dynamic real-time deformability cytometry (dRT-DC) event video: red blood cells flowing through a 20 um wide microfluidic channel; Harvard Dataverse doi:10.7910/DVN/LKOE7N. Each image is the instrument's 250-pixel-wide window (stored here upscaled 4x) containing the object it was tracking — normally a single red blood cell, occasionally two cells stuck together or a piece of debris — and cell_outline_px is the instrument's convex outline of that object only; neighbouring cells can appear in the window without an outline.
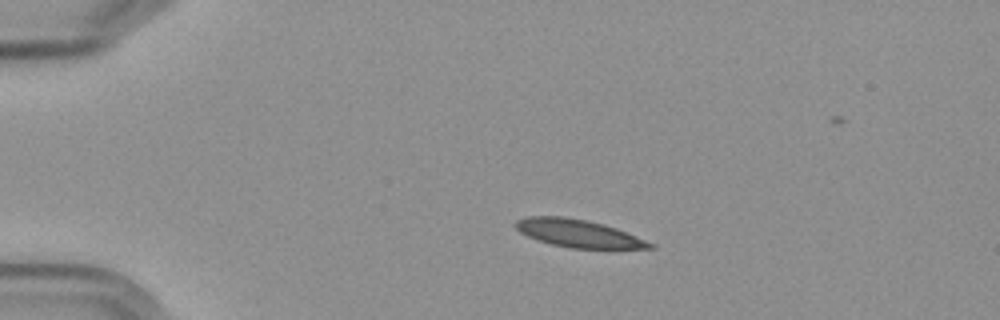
{"species": "Egyptian fruit bat (a non-hibernating species)", "species_latin": "Rousettus aegyptiacus", "temperature_condition": "cold", "stored_images_in_passage": 47, "camera_frame_rate_fps": 3000, "um_per_image_px": 0.085, "frame": {"image": 1, "passage_image": 1, "time_ms": 0.0, "image_size_px": [1000, 320], "cell_outline_px": [[656, 248], [572, 248], [552, 244], [528, 236], [520, 232], [512, 224], [516, 220], [524, 216], [564, 216], [588, 220], [604, 224], [616, 228], [656, 244]], "centroid_in_image_um": [49.14, 19.82], "position_along_channel_um": 35.9, "area_um2": 21.68}}
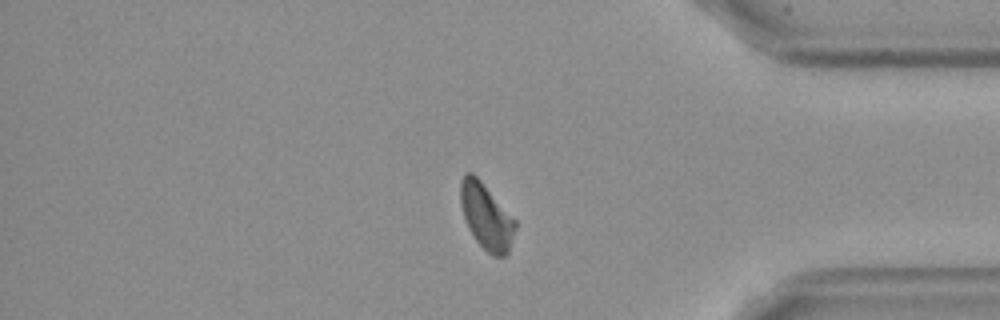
{"frame": {"image": 2, "passage_image": 37, "time_ms": 12.0, "image_size_px": [1000, 320], "cell_outline_px": [[516, 228], [508, 252], [504, 256], [492, 256], [476, 240], [468, 228], [460, 204], [460, 180], [464, 172], [472, 172], [480, 180], [516, 220]], "centroid_in_image_um": [41.32, 18.37], "position_along_channel_um": 393.9, "area_um2": 20.87}}
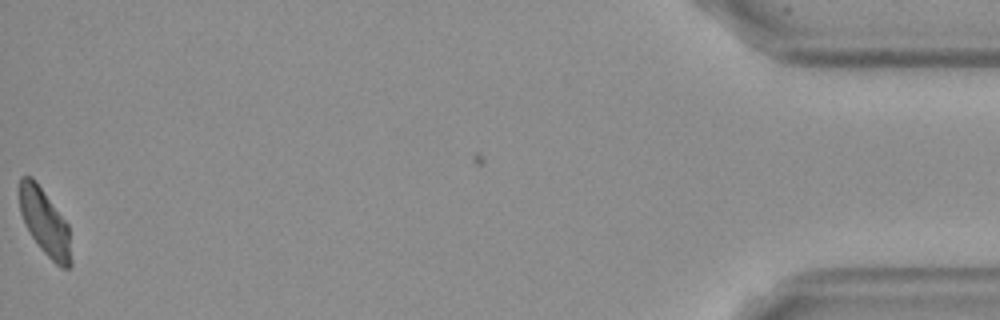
{"frame": {"image": 3, "passage_image": 46, "time_ms": 15.0, "image_size_px": [1000, 320], "cell_outline_px": [[72, 264], [68, 268], [60, 268], [40, 248], [24, 224], [20, 212], [20, 176], [32, 176], [68, 224], [72, 260]], "centroid_in_image_um": [3.82, 18.92], "position_along_channel_um": 431.4, "area_um2": 19.77}, "authors_computed_cell_mechanics": {"area_um2": 21.8484, "velocity_mm_per_s": 3.569, "shape_relaxation_time_tau1_ms": 7.1321, "shape_relaxation_time_tau2_ms": null, "deformation_change_tau1": 0.1667, "deformation_change_tau2": null}}